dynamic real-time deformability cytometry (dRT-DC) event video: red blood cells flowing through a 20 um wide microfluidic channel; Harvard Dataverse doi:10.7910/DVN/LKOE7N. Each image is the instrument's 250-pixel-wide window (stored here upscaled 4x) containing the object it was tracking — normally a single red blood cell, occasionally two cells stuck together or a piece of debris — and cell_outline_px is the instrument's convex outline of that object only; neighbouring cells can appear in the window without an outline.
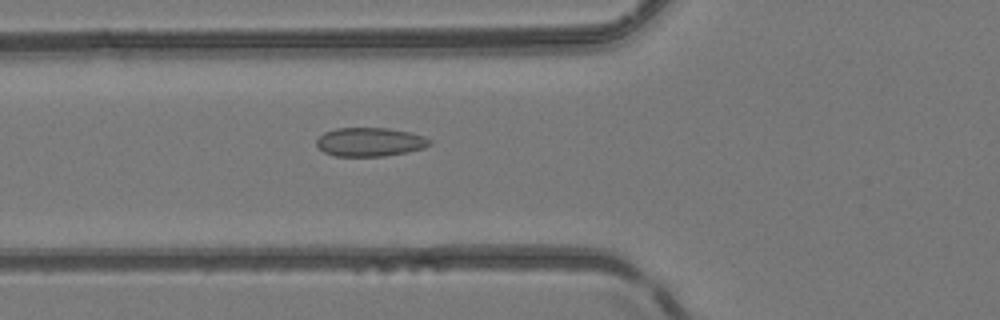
{"species": "common noctule bat (a hibernating species)", "species_latin": "Nyctalus noctula", "temperature_condition": "room temperature", "stored_images_in_passage": 45, "camera_frame_rate_fps": 3000, "um_per_image_px": 0.085, "animal": {"sex": "female", "body_mass_g": 24.6, "forearm_length_mm": 56.2}, "frame": {"image": 1, "passage_image": 14, "time_ms": 4.333, "image_size_px": [1000, 320], "cell_outline_px": [[432, 144], [424, 148], [408, 152], [384, 156], [336, 156], [324, 152], [316, 144], [316, 140], [324, 132], [336, 128], [388, 128], [408, 132], [424, 136], [432, 140]], "centroid_in_image_um": [31.47, 12.07], "position_along_channel_um": 94.3, "area_um2": 19.02}}
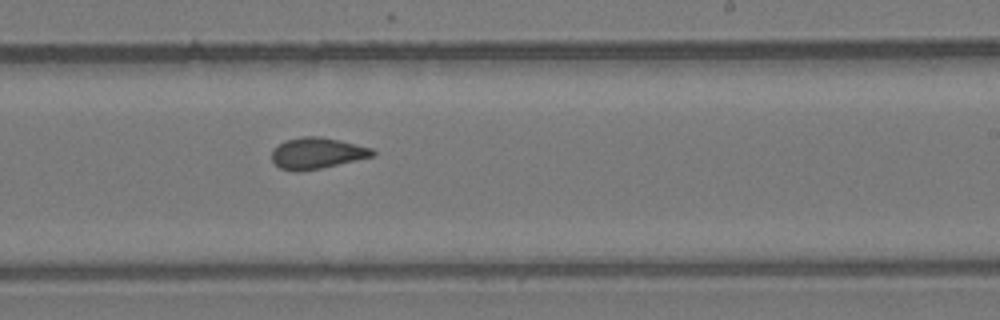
{"frame": {"image": 2, "passage_image": 26, "time_ms": 8.333, "image_size_px": [1000, 320], "cell_outline_px": [[376, 156], [320, 168], [300, 172], [296, 172], [280, 168], [272, 160], [272, 148], [276, 144], [284, 140], [300, 136], [320, 136], [340, 140], [372, 148], [376, 152]], "centroid_in_image_um": [26.93, 13.01], "position_along_channel_um": 262.1, "area_um2": 18.61}}
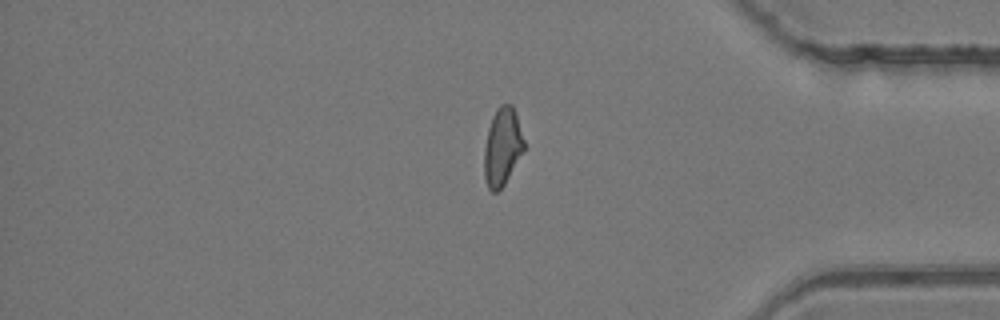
{"frame": {"image": 3, "passage_image": 37, "time_ms": 12.0, "image_size_px": [1000, 320], "cell_outline_px": [[524, 152], [504, 184], [496, 192], [492, 192], [488, 188], [484, 176], [484, 148], [488, 128], [492, 116], [496, 108], [500, 104], [512, 104], [516, 112], [524, 140]], "centroid_in_image_um": [42.7, 12.45], "position_along_channel_um": 392.5, "area_um2": 18.21}, "authors_computed_cell_mechanics": {"area_um2": 18.4382, "velocity_mm_per_s": 4.1813, "shape_relaxation_time_tau1_ms": null, "shape_relaxation_time_tau2_ms": 1.8854, "deformation_change_tau1": null, "deformation_change_tau2": 0.0647}}